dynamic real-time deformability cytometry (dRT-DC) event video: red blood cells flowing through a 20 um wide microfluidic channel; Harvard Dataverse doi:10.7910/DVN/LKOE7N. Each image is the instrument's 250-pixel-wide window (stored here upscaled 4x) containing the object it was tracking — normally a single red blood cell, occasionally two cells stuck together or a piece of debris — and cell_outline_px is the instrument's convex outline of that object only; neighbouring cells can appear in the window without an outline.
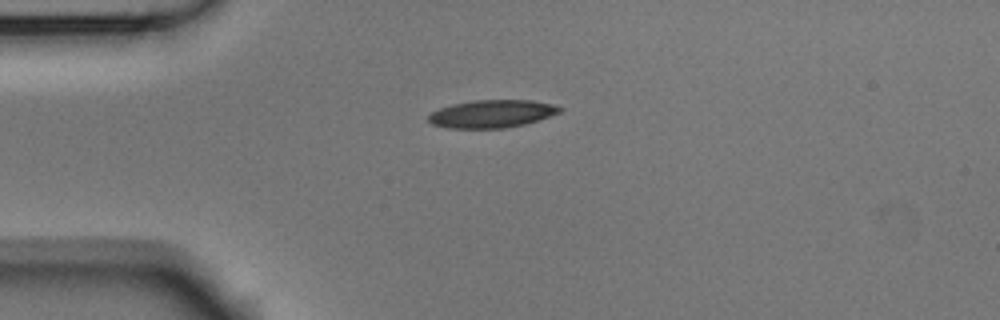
{"species": "Egyptian fruit bat (a non-hibernating species)", "species_latin": "Rousettus aegyptiacus", "temperature_condition": "room temperature", "stored_images_in_passage": 41, "camera_frame_rate_fps": 3000, "um_per_image_px": 0.085, "animal": {"sex": "male"}, "frame": {"image": 1, "passage_image": 1, "time_ms": 0.0, "image_size_px": [1000, 320], "cell_outline_px": [[564, 108], [560, 112], [540, 120], [524, 124], [504, 128], [448, 128], [432, 124], [428, 120], [428, 116], [432, 112], [440, 108], [452, 104], [472, 100], [532, 100], [552, 104]], "centroid_in_image_um": [41.82, 9.67], "position_along_channel_um": 43.2, "area_um2": 21.27}}
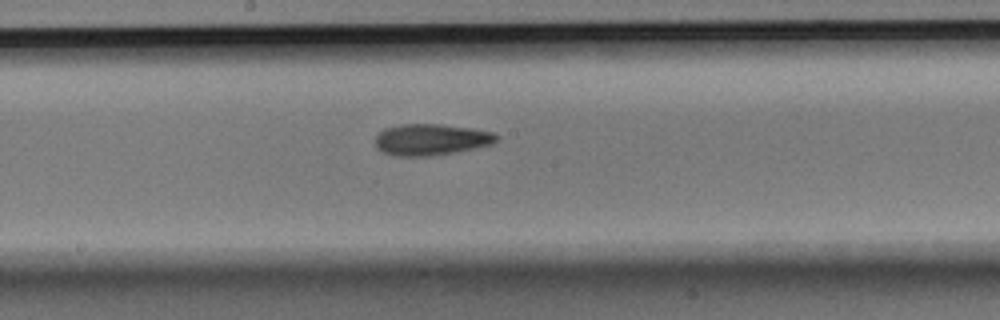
{"frame": {"image": 2, "passage_image": 16, "time_ms": 5.0, "image_size_px": [1000, 320], "cell_outline_px": [[500, 140], [492, 144], [452, 152], [428, 156], [392, 156], [380, 152], [376, 148], [376, 136], [384, 128], [400, 124], [440, 124], [472, 128], [492, 132], [500, 136]], "centroid_in_image_um": [36.62, 11.86], "position_along_channel_um": 211.6, "area_um2": 22.25}}
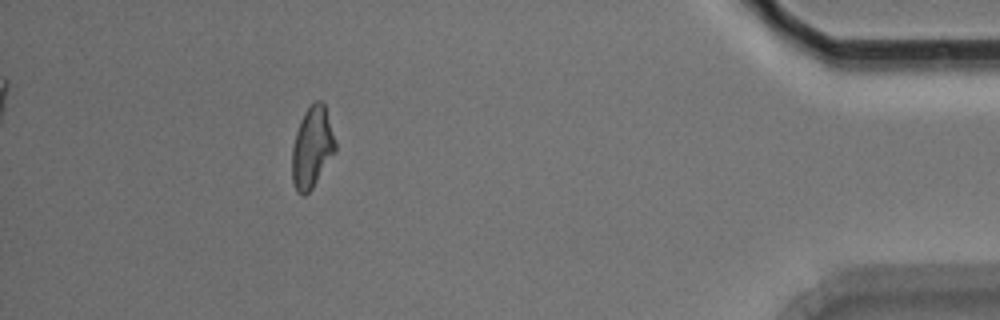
{"frame": {"image": 3, "passage_image": 36, "time_ms": 11.667, "image_size_px": [1000, 320], "cell_outline_px": [[336, 152], [312, 188], [304, 196], [300, 196], [296, 192], [292, 180], [292, 148], [296, 132], [300, 120], [304, 112], [316, 100], [324, 100], [336, 140]], "centroid_in_image_um": [26.54, 12.52], "position_along_channel_um": 408.7, "area_um2": 20.81}, "authors_computed_cell_mechanics": {"area_um2": 21.1548, "velocity_mm_per_s": 3.7597, "shape_relaxation_time_tau1_ms": 5.6237, "shape_relaxation_time_tau2_ms": 6.4982, "deformation_change_tau1": 0.1743, "deformation_change_tau2": 0.164}}